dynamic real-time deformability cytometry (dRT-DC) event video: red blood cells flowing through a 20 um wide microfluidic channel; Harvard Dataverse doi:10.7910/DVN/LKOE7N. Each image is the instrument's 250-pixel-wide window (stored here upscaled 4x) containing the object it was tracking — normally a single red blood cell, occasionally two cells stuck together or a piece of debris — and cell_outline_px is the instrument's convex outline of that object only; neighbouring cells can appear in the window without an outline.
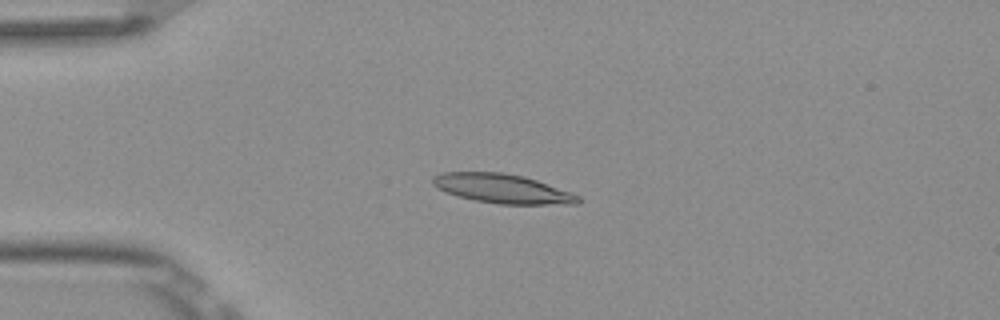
{"species": "Egyptian fruit bat (a non-hibernating species)", "species_latin": "Rousettus aegyptiacus", "temperature_condition": "room temperature", "stored_images_in_passage": 4, "camera_frame_rate_fps": 3000, "um_per_image_px": 0.085, "frame": {"image": 1, "passage_image": 4, "time_ms": 1.0, "image_size_px": [1000, 320], "cell_outline_px": [[580, 204], [500, 204], [476, 200], [456, 196], [444, 192], [436, 188], [432, 184], [432, 176], [444, 172], [504, 172], [524, 176], [572, 192], [580, 196]], "centroid_in_image_um": [42.69, 16.03], "position_along_channel_um": 42.3, "area_um2": 24.91}}